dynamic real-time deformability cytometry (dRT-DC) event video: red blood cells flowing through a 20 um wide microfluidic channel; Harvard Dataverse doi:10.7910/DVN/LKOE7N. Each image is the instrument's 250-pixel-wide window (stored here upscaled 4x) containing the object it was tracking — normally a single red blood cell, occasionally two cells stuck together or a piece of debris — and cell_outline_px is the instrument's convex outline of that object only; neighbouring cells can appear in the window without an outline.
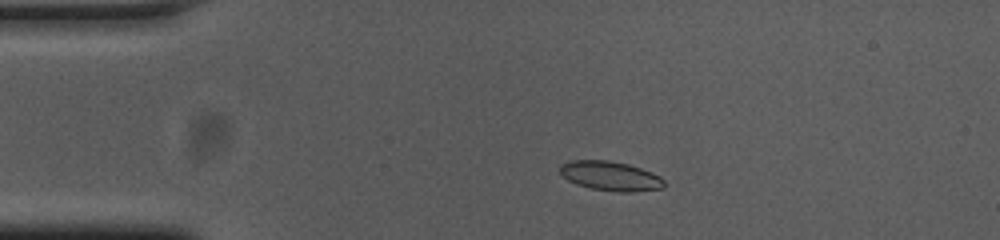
{"species": "common noctule bat (a hibernating species)", "species_latin": "Nyctalus noctula", "temperature_condition": "cold", "stored_images_in_passage": 44, "camera_frame_rate_fps": 3000, "um_per_image_px": 0.085, "animal": {"sex": "female", "body_mass_g": 23.0, "forearm_length_mm": 53.4}, "frame": {"image": 1, "passage_image": 1, "time_ms": 0.0, "image_size_px": [1000, 240], "cell_outline_px": [[664, 188], [632, 192], [616, 192], [592, 188], [576, 184], [568, 180], [560, 172], [560, 164], [568, 160], [608, 160], [628, 164], [652, 172], [660, 176], [664, 180]], "centroid_in_image_um": [51.89, 14.95], "position_along_channel_um": 33.1, "area_um2": 17.92}}
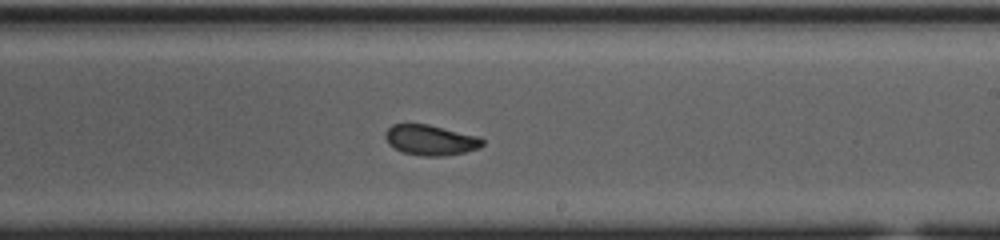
{"frame": {"image": 2, "passage_image": 22, "time_ms": 7.0, "image_size_px": [1000, 240], "cell_outline_px": [[484, 144], [480, 148], [464, 152], [444, 156], [420, 156], [404, 152], [388, 144], [384, 136], [384, 132], [392, 124], [428, 124], [480, 136], [484, 140]], "centroid_in_image_um": [36.61, 11.9], "position_along_channel_um": 252.4, "area_um2": 17.34}}
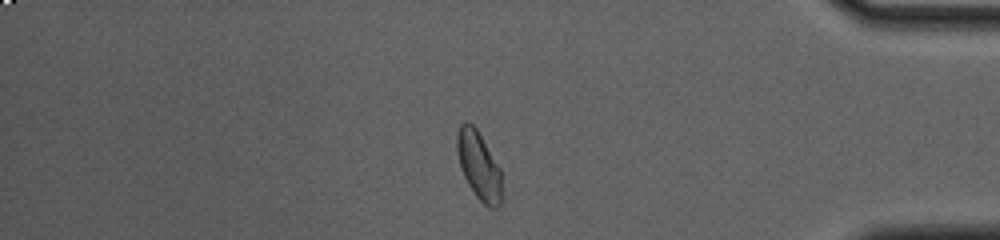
{"frame": {"image": 3, "passage_image": 36, "time_ms": 11.667, "image_size_px": [1000, 240], "cell_outline_px": [[500, 204], [496, 208], [488, 208], [476, 196], [468, 184], [464, 176], [460, 164], [456, 148], [456, 136], [460, 124], [464, 120], [468, 120], [476, 128], [500, 168]], "centroid_in_image_um": [40.67, 14.04], "position_along_channel_um": 394.5, "area_um2": 17.51}, "authors_computed_cell_mechanics": {"area_um2": 17.5134, "velocity_mm_per_s": 3.7283, "shape_relaxation_time_tau1_ms": 7.0719, "shape_relaxation_time_tau2_ms": 1.2618, "deformation_change_tau1": 0.1411, "deformation_change_tau2": 0.0577}}